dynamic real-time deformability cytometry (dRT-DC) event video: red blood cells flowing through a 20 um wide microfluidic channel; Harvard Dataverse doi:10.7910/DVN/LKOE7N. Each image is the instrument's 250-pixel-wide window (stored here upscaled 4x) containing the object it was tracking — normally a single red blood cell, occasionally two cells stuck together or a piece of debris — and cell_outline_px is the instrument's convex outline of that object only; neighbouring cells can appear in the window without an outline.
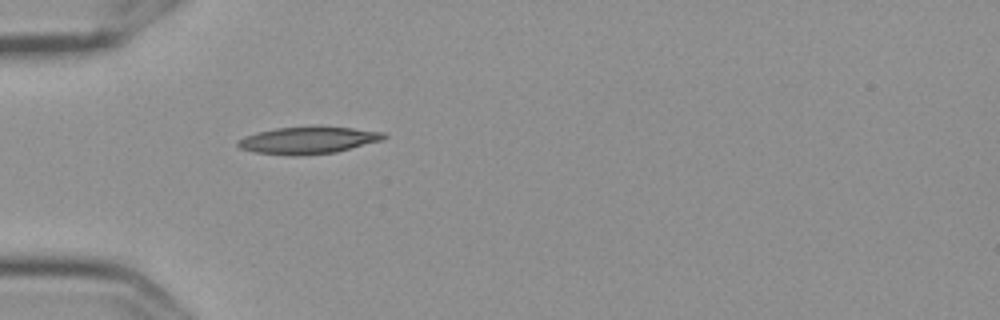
{"species": "Egyptian fruit bat (a non-hibernating species)", "species_latin": "Rousettus aegyptiacus", "temperature_condition": "cold", "stored_images_in_passage": 40, "camera_frame_rate_fps": 3000, "um_per_image_px": 0.085, "frame": {"image": 1, "passage_image": 1, "time_ms": 0.0, "image_size_px": [1000, 320], "cell_outline_px": [[388, 136], [384, 140], [336, 152], [300, 156], [292, 156], [256, 152], [240, 148], [236, 144], [236, 140], [244, 136], [256, 132], [276, 128], [352, 128], [384, 132]], "centroid_in_image_um": [26.18, 11.95], "position_along_channel_um": 58.8, "area_um2": 22.72}}
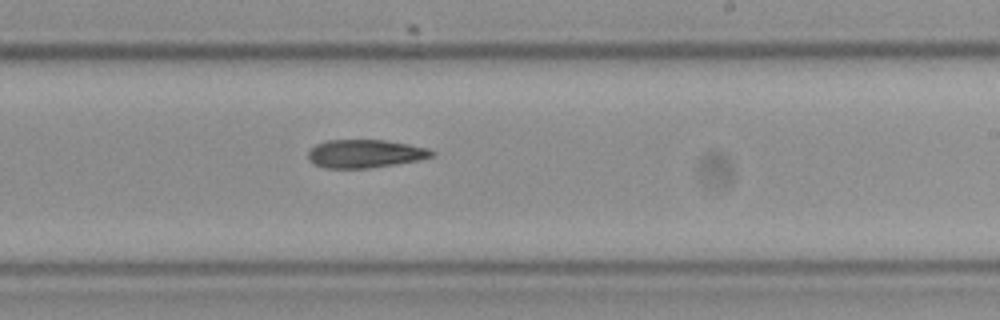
{"frame": {"image": 2, "passage_image": 18, "time_ms": 5.667, "image_size_px": [1000, 320], "cell_outline_px": [[436, 156], [420, 160], [368, 168], [324, 168], [312, 164], [308, 160], [308, 152], [316, 144], [328, 140], [384, 140], [408, 144], [428, 148], [436, 152]], "centroid_in_image_um": [31.04, 13.07], "position_along_channel_um": 258.0, "area_um2": 20.46}}
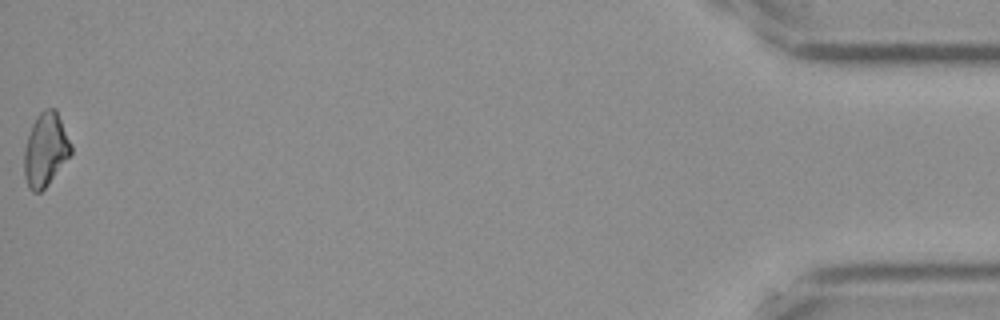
{"frame": {"image": 3, "passage_image": 40, "time_ms": 13.0, "image_size_px": [1000, 320], "cell_outline_px": [[72, 152], [48, 184], [40, 192], [32, 192], [28, 188], [24, 176], [24, 148], [32, 124], [36, 116], [44, 108], [56, 108], [72, 144]], "centroid_in_image_um": [3.86, 12.7], "position_along_channel_um": 431.3, "area_um2": 20.11}}